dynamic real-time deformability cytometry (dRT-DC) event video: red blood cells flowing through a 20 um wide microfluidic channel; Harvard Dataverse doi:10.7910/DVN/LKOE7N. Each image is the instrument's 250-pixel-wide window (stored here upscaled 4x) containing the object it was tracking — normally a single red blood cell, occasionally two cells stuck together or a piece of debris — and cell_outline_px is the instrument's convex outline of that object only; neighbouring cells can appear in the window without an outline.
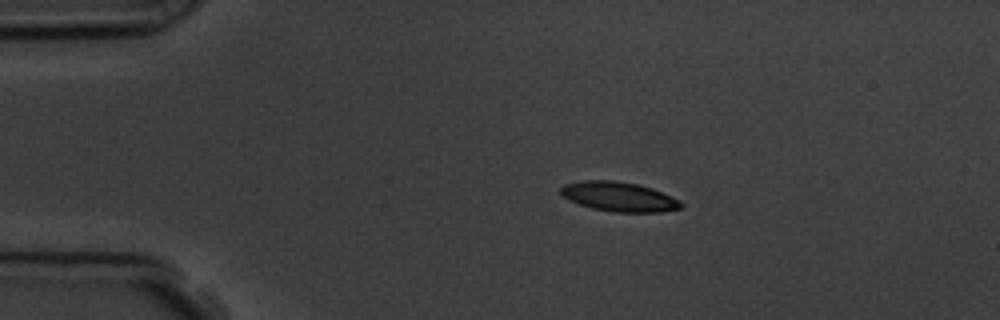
{"species": "common noctule bat (a hibernating species)", "species_latin": "Nyctalus noctula", "temperature_condition": "room temperature", "stored_images_in_passage": 4, "camera_frame_rate_fps": 3000, "um_per_image_px": 0.085, "animal": {"sex": "male", "body_mass_g": 19.5, "forearm_length_mm": 54.6}, "frame": {"image": 1, "passage_image": 2, "time_ms": 1.333, "image_size_px": [1000, 320], "cell_outline_px": [[684, 204], [680, 208], [660, 212], [612, 212], [592, 208], [568, 200], [560, 192], [560, 188], [564, 184], [580, 180], [612, 180], [636, 184], [652, 188], [680, 200]], "centroid_in_image_um": [52.59, 16.71], "position_along_channel_um": 32.4, "area_um2": 20.69}}